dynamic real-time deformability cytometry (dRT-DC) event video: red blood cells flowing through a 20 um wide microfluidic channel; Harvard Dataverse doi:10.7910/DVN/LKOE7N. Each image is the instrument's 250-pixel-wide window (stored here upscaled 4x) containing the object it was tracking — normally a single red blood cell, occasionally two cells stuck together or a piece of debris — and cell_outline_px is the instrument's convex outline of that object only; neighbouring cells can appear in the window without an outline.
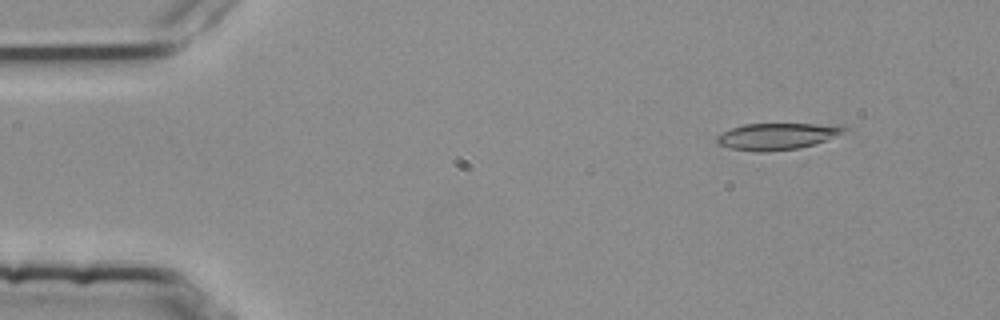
{"species": "common noctule bat (a hibernating species)", "species_latin": "Nyctalus noctula", "temperature_condition": "room temperature", "stored_images_in_passage": 5, "camera_frame_rate_fps": 3000, "um_per_image_px": 0.085, "animal": {"sex": "female", "body_mass_g": 25.1}, "frame": {"image": 1, "passage_image": 2, "time_ms": 0.333, "image_size_px": [1000, 320], "cell_outline_px": [[852, 132], [816, 144], [800, 148], [764, 152], [756, 152], [732, 148], [716, 144], [716, 136], [732, 128], [744, 124], [848, 124]], "centroid_in_image_um": [66.24, 11.57], "position_along_channel_um": 18.8, "area_um2": 20.4}}